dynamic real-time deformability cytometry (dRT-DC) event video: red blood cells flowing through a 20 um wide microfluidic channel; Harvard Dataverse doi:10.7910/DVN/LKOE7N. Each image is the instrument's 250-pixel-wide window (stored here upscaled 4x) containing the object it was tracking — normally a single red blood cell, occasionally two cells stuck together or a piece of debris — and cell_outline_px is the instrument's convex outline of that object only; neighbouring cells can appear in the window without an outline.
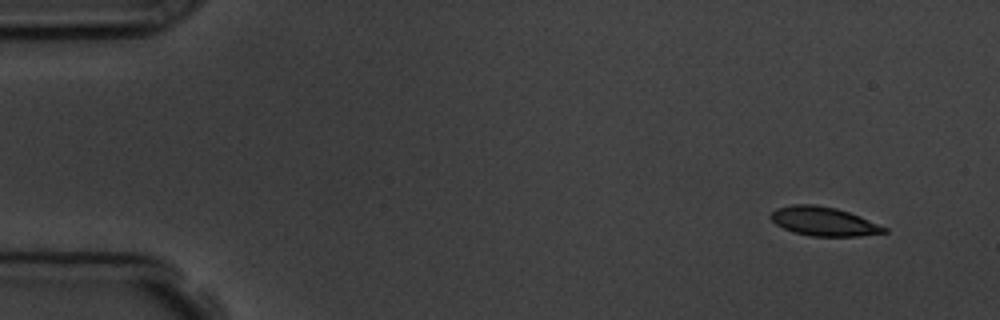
{"species": "common noctule bat (a hibernating species)", "species_latin": "Nyctalus noctula", "temperature_condition": "room temperature", "stored_images_in_passage": 3, "camera_frame_rate_fps": 3000, "um_per_image_px": 0.085, "animal": {"sex": "male", "body_mass_g": 19.5, "forearm_length_mm": 54.6}, "frame": {"image": 1, "passage_image": 1, "time_ms": 0.0, "image_size_px": [1000, 320], "cell_outline_px": [[888, 232], [860, 236], [812, 236], [792, 232], [776, 224], [768, 216], [776, 208], [792, 204], [816, 204], [836, 208], [860, 216], [888, 228]], "centroid_in_image_um": [70.0, 18.81], "position_along_channel_um": 15.0, "area_um2": 19.19}}